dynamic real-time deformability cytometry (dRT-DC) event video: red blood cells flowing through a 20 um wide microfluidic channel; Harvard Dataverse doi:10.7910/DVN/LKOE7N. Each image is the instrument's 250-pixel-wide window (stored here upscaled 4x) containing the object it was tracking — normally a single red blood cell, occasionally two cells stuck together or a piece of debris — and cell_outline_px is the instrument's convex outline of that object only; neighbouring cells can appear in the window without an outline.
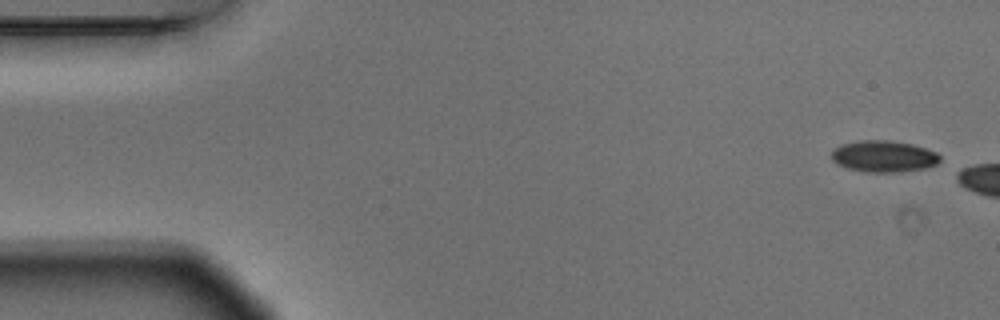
{"species": "Egyptian fruit bat (a non-hibernating species)", "species_latin": "Rousettus aegyptiacus", "temperature_condition": "warm", "stored_images_in_passage": 9, "camera_frame_rate_fps": 3000, "um_per_image_px": 0.085, "animal": {"sex": "male"}, "frame": {"image": 1, "passage_image": 1, "time_ms": 0.0, "image_size_px": [1000, 320], "cell_outline_px": [[940, 160], [936, 164], [924, 168], [896, 172], [864, 172], [848, 168], [836, 164], [832, 160], [832, 152], [840, 144], [860, 140], [888, 140], [912, 144], [936, 152], [940, 156]], "centroid_in_image_um": [75.09, 13.28], "position_along_channel_um": 9.9, "area_um2": 19.83}}
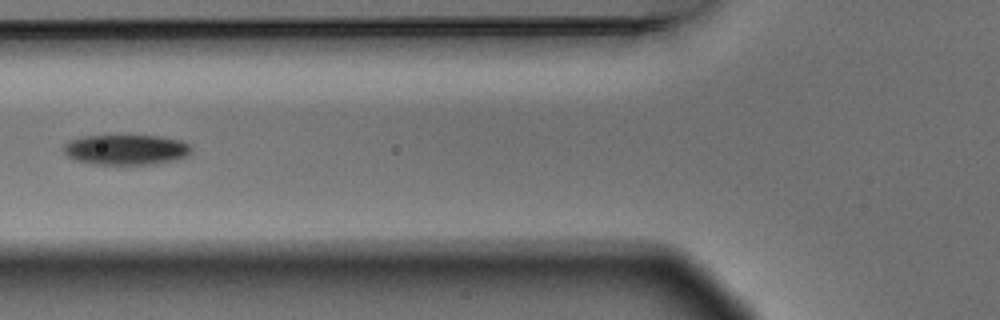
{"frame": {"image": 2, "passage_image": 7, "time_ms": 2.0, "image_size_px": [1000, 320], "cell_outline_px": [[192, 152], [188, 156], [176, 160], [156, 164], [88, 164], [76, 160], [68, 156], [60, 148], [68, 140], [80, 136], [160, 136], [180, 140], [188, 144], [192, 148]], "centroid_in_image_um": [10.69, 12.73], "position_along_channel_um": 115.1, "area_um2": 22.83}}
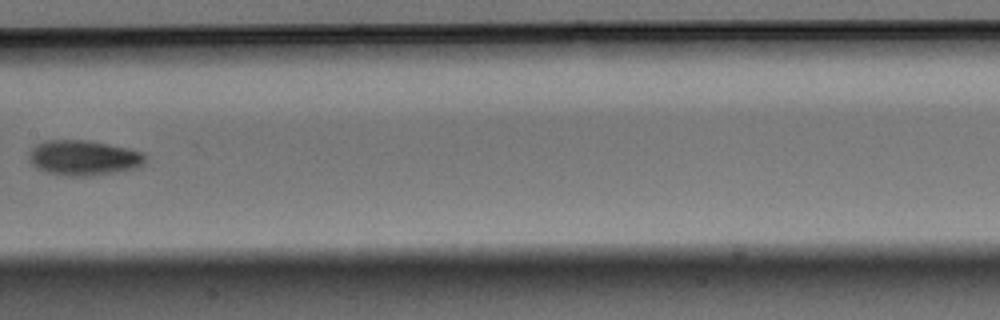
{"frame": {"image": 3, "passage_image": 9, "time_ms": 2.667, "image_size_px": [1000, 320], "cell_outline_px": [[148, 156], [144, 164], [140, 168], [92, 176], [68, 176], [44, 172], [36, 168], [32, 164], [28, 152], [36, 144], [44, 140], [88, 140], [128, 148], [140, 152]], "centroid_in_image_um": [7.12, 13.42], "position_along_channel_um": 200.3, "area_um2": 24.16}}